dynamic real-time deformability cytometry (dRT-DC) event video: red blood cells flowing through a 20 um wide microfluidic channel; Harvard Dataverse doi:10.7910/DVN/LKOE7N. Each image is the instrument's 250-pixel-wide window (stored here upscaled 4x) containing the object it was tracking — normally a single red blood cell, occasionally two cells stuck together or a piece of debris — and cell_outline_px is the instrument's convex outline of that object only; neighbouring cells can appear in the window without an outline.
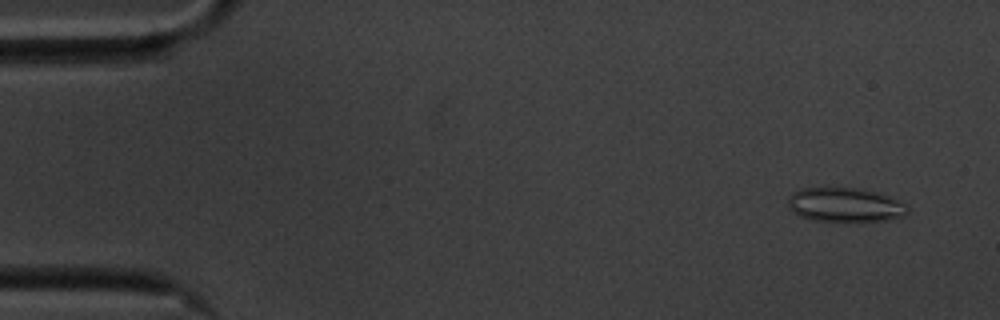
{"species": "common noctule bat (a hibernating species)", "species_latin": "Nyctalus noctula", "temperature_condition": "cold", "stored_images_in_passage": 54, "camera_frame_rate_fps": 3000, "um_per_image_px": 0.085, "animal": {"sex": "male", "body_mass_g": 20.1, "forearm_length_mm": 53.5}, "frame": {"image": 1, "passage_image": 1, "time_ms": 0.0, "image_size_px": [1000, 320], "cell_outline_px": [[908, 212], [904, 216], [888, 220], [812, 220], [800, 216], [792, 212], [788, 208], [788, 196], [792, 192], [800, 188], [856, 188], [876, 192], [888, 196], [908, 204]], "centroid_in_image_um": [71.81, 17.4], "position_along_channel_um": 13.2, "area_um2": 23.7}}
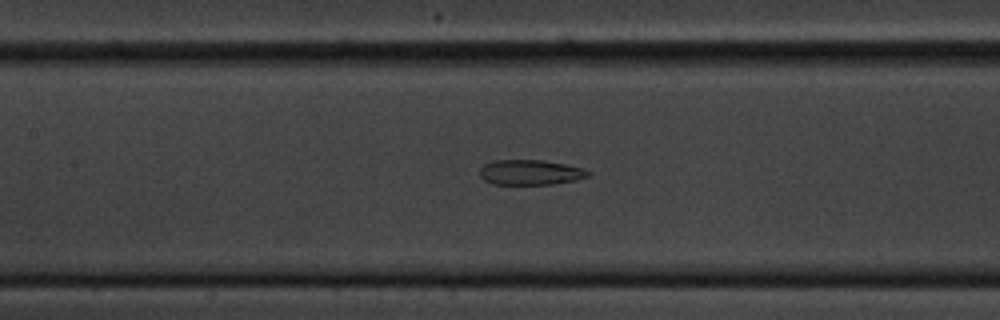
{"frame": {"image": 2, "passage_image": 23, "time_ms": 7.333, "image_size_px": [1000, 320], "cell_outline_px": [[592, 172], [588, 176], [576, 180], [552, 184], [492, 184], [484, 180], [480, 176], [480, 168], [484, 164], [496, 160], [540, 160], [564, 164], [584, 168]], "centroid_in_image_um": [45.08, 14.65], "position_along_channel_um": 162.3, "area_um2": 15.84}}
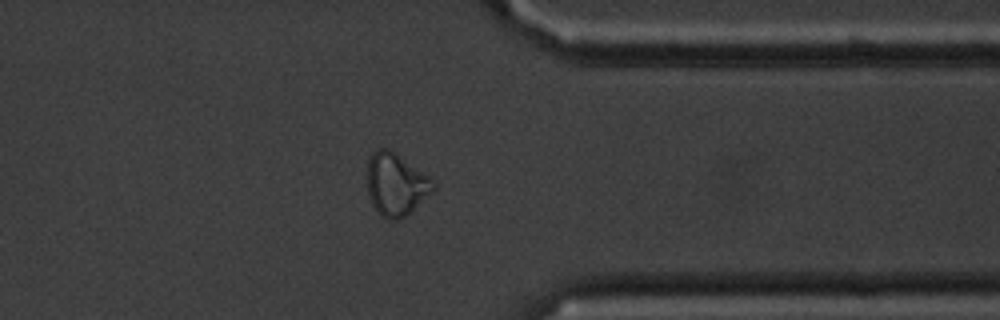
{"frame": {"image": 3, "passage_image": 42, "time_ms": 13.667, "image_size_px": [1000, 320], "cell_outline_px": [[436, 188], [432, 192], [404, 216], [396, 220], [392, 220], [380, 216], [372, 204], [368, 196], [368, 156], [376, 148], [388, 148], [428, 176], [436, 184]], "centroid_in_image_um": [33.62, 15.66], "position_along_channel_um": 377.8, "area_um2": 23.7}, "authors_computed_cell_mechanics": {"area_um2": 20.2011, "velocity_mm_per_s": 3.5076, "shape_relaxation_time_tau1_ms": null, "shape_relaxation_time_tau2_ms": 3.1212, "deformation_change_tau1": null, "deformation_change_tau2": 0.1077}}